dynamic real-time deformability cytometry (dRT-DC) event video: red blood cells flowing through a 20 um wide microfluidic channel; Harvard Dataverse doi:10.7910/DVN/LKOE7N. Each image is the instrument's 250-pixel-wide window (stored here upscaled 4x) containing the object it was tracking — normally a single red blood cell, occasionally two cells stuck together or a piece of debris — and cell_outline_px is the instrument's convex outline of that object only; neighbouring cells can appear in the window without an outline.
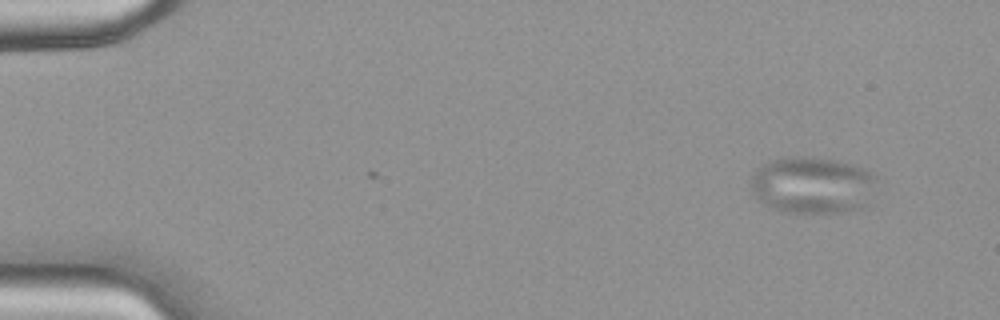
{"species": "common noctule bat (a hibernating species)", "species_latin": "Nyctalus noctula", "temperature_condition": "warm", "stored_images_in_passage": 3, "camera_frame_rate_fps": 3000, "um_per_image_px": 0.085, "animal": {"sex": "female", "body_mass_g": 18.4}, "frame": {"image": 1, "passage_image": 3, "time_ms": 0.667, "image_size_px": [1000, 320], "cell_outline_px": [[876, 180], [864, 204], [860, 208], [836, 212], [784, 212], [772, 208], [756, 200], [752, 192], [752, 172], [764, 164], [772, 160], [836, 160], [852, 164], [864, 168], [872, 172], [876, 176]], "centroid_in_image_um": [69.02, 15.78], "position_along_channel_um": 16.0, "area_um2": 40.23}}